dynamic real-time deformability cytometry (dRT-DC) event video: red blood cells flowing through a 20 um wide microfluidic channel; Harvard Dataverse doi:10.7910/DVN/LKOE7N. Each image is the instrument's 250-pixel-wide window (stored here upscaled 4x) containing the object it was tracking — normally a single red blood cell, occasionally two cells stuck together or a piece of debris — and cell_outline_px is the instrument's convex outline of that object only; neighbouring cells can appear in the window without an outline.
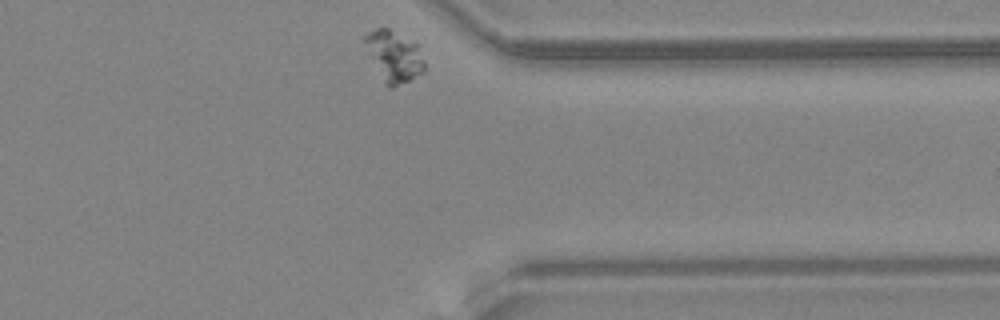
{"species": "common noctule bat (a hibernating species)", "species_latin": "Nyctalus noctula", "temperature_condition": "warm", "stored_images_in_passage": 28, "camera_frame_rate_fps": 3000, "um_per_image_px": 0.085, "animal": {"sex": "female", "body_mass_g": 24.6, "forearm_length_mm": 56.2}, "frame": {"image": 1, "passage_image": 28, "time_ms": 9.0, "image_size_px": [1000, 320], "cell_outline_px": [[424, 68], [420, 72], [408, 80], [392, 88], [388, 88], [384, 84], [364, 40], [364, 36], [368, 32], [376, 28], [388, 28], [416, 44], [424, 64]], "centroid_in_image_um": [33.46, 4.78], "position_along_channel_um": 377.9, "area_um2": 16.76}}